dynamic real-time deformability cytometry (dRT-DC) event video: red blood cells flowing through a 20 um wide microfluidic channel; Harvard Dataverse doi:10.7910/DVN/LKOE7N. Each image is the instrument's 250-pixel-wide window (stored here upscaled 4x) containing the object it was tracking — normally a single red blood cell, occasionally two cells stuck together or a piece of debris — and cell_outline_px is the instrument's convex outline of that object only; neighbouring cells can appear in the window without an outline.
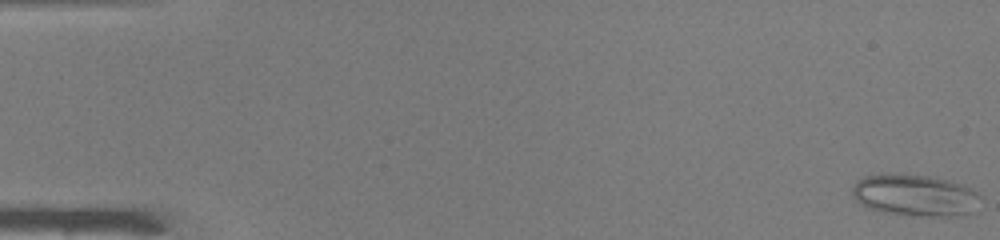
{"species": "common noctule bat (a hibernating species)", "species_latin": "Nyctalus noctula", "temperature_condition": "warm", "stored_images_in_passage": 50, "camera_frame_rate_fps": 3000, "um_per_image_px": 0.085, "animal": {"sex": "male", "body_mass_g": 19.0, "forearm_length_mm": 50.8}, "frame": {"image": 1, "passage_image": 1, "time_ms": 0.0, "image_size_px": [1000, 240], "cell_outline_px": [[980, 196], [972, 212], [956, 216], [908, 216], [884, 212], [868, 208], [860, 204], [852, 196], [852, 188], [864, 176], [928, 176], [948, 180], [972, 188]], "centroid_in_image_um": [77.78, 16.65], "position_along_channel_um": 7.2, "area_um2": 30.4}}
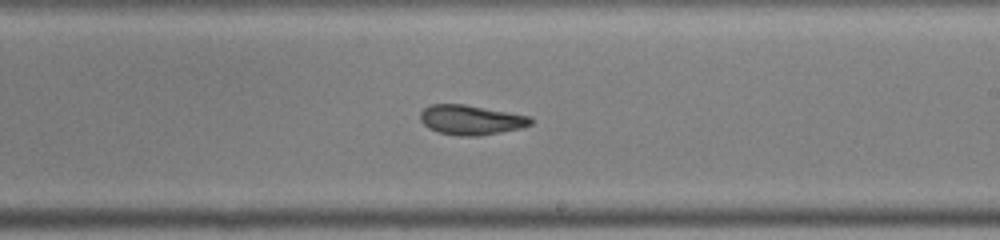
{"frame": {"image": 2, "passage_image": 30, "time_ms": 9.667, "image_size_px": [1000, 240], "cell_outline_px": [[532, 124], [520, 128], [480, 136], [460, 136], [436, 132], [428, 128], [420, 120], [420, 112], [424, 108], [432, 104], [464, 104], [532, 116]], "centroid_in_image_um": [40.02, 10.19], "position_along_channel_um": 249.0, "area_um2": 19.25}}
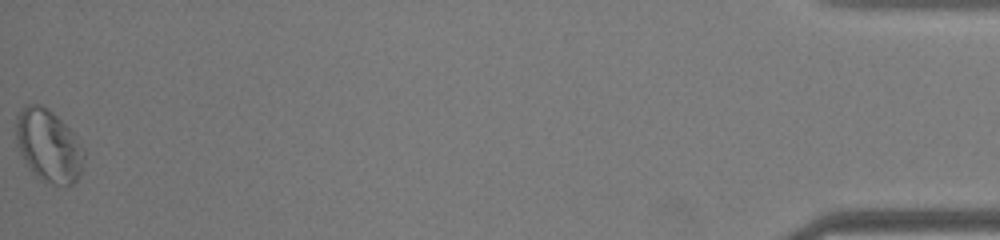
{"frame": {"image": 3, "passage_image": 50, "time_ms": 16.333, "image_size_px": [1000, 240], "cell_outline_px": [[84, 160], [80, 172], [76, 180], [72, 184], [56, 184], [40, 180], [32, 172], [24, 160], [16, 144], [16, 116], [28, 104], [40, 104], [52, 112], [72, 132], [84, 148]], "centroid_in_image_um": [4.11, 12.39], "position_along_channel_um": 431.1, "area_um2": 28.32}, "authors_computed_cell_mechanics": {"area_um2": 21.4149, "velocity_mm_per_s": 4.1126, "shape_relaxation_time_tau1_ms": null, "shape_relaxation_time_tau2_ms": 1.8487, "deformation_change_tau1": null, "deformation_change_tau2": 0.056}}